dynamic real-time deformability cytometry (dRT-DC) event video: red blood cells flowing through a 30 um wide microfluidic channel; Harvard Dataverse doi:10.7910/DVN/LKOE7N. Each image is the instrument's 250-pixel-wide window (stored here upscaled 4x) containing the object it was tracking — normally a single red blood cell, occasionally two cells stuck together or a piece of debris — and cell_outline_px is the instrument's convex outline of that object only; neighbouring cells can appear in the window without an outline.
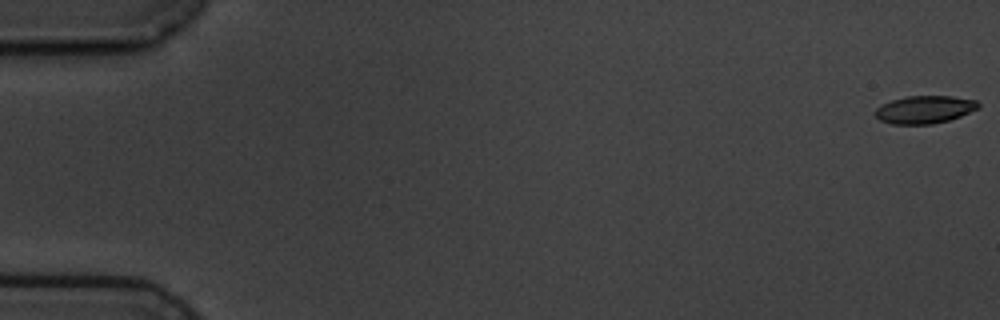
{"species": "common noctule bat (a hibernating species)", "species_latin": "Nyctalus noctula", "temperature_condition": "cold", "stored_images_in_passage": 4, "camera_frame_rate_fps": 3000, "um_per_image_px": 0.085, "animal": {"sex": "male", "body_mass_g": 19.5, "forearm_length_mm": 54.6}, "frame": {"image": 1, "passage_image": 1, "time_ms": 0.0, "image_size_px": [1000, 320], "cell_outline_px": [[980, 108], [960, 116], [948, 120], [932, 124], [892, 124], [880, 120], [872, 112], [880, 104], [892, 100], [908, 96], [952, 96], [976, 100], [980, 104]], "centroid_in_image_um": [78.57, 9.31], "position_along_channel_um": 6.4, "area_um2": 16.76}}
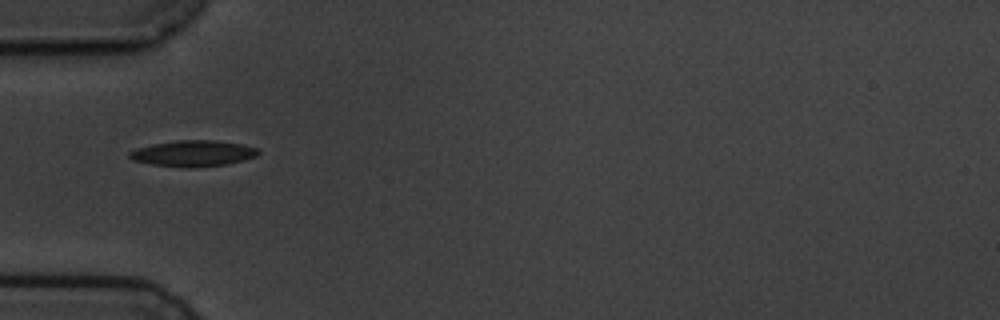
{"frame": {"image": 2, "passage_image": 4, "time_ms": 6.0, "image_size_px": [1000, 320], "cell_outline_px": [[260, 152], [256, 156], [244, 160], [228, 164], [192, 168], [188, 168], [152, 164], [132, 160], [128, 156], [128, 152], [136, 148], [176, 140], [216, 140], [240, 144], [256, 148]], "centroid_in_image_um": [16.41, 13.04], "position_along_channel_um": 68.6, "area_um2": 19.48}}